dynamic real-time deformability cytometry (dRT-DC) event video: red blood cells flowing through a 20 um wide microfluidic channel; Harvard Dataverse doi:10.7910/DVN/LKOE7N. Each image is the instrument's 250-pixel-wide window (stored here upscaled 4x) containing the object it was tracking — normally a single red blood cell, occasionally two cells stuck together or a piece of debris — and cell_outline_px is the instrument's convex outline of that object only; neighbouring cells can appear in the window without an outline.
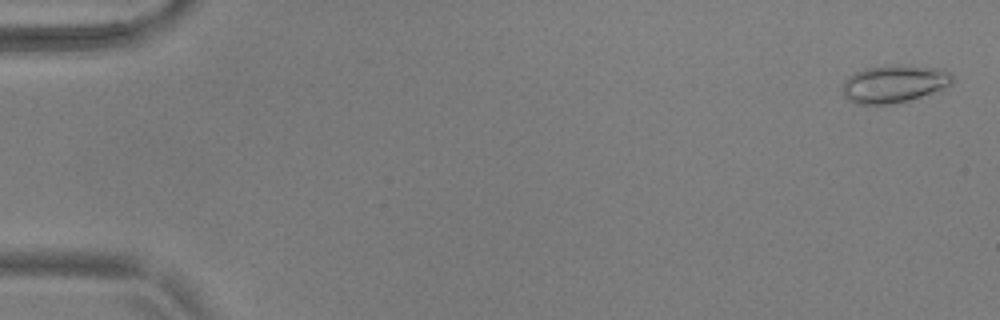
{"species": "common noctule bat (a hibernating species)", "species_latin": "Nyctalus noctula", "temperature_condition": "warm", "stored_images_in_passage": 55, "camera_frame_rate_fps": 3000, "um_per_image_px": 0.085, "animal": {"sex": "male", "body_mass_g": 17.9, "forearm_length_mm": 54.2}, "frame": {"image": 1, "passage_image": 2, "time_ms": 0.333, "image_size_px": [1000, 320], "cell_outline_px": [[952, 84], [940, 92], [908, 100], [888, 104], [856, 104], [848, 100], [844, 96], [844, 80], [848, 76], [864, 68], [896, 64], [900, 64], [940, 68], [948, 72], [952, 76]], "centroid_in_image_um": [76.04, 7.12], "position_along_channel_um": 9.0, "area_um2": 24.39}}
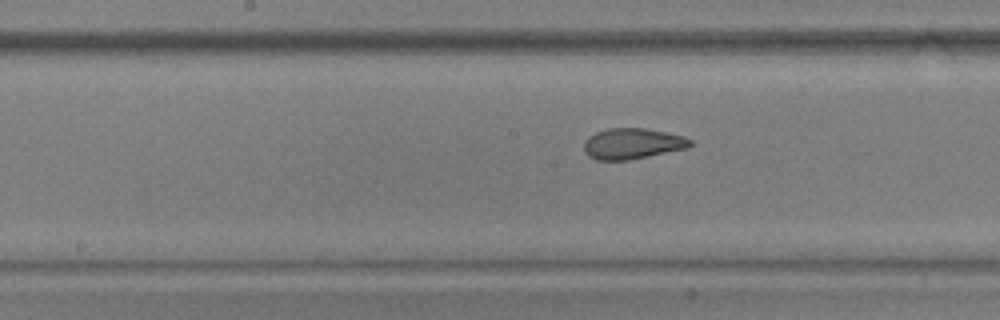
{"frame": {"image": 2, "passage_image": 29, "time_ms": 9.333, "image_size_px": [1000, 320], "cell_outline_px": [[692, 144], [688, 148], [628, 160], [596, 160], [588, 156], [584, 148], [584, 140], [588, 136], [596, 132], [608, 128], [648, 128], [684, 136], [692, 140]], "centroid_in_image_um": [53.75, 12.2], "position_along_channel_um": 194.4, "area_um2": 19.19}}
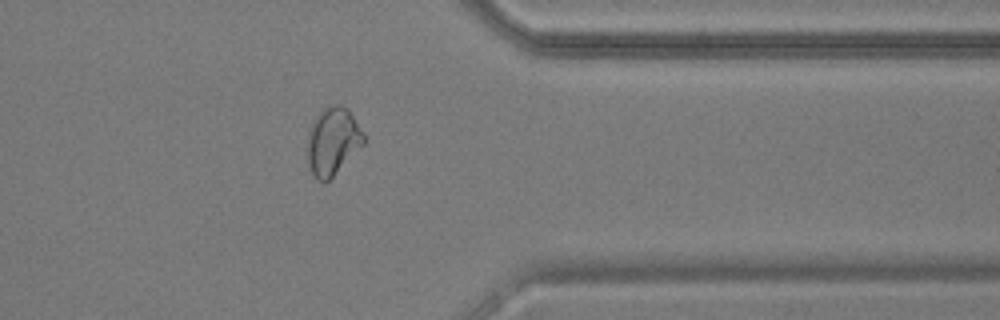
{"frame": {"image": 3, "passage_image": 45, "time_ms": 14.667, "image_size_px": [1000, 320], "cell_outline_px": [[364, 144], [324, 184], [316, 180], [308, 164], [308, 132], [316, 116], [328, 104], [340, 104], [348, 108], [364, 132]], "centroid_in_image_um": [28.29, 11.98], "position_along_channel_um": 383.1, "area_um2": 22.14}, "authors_computed_cell_mechanics": {"area_um2": 21.4438, "velocity_mm_per_s": 3.7006, "shape_relaxation_time_tau1_ms": 9.1271, "shape_relaxation_time_tau2_ms": 1.0682, "deformation_change_tau1": 0.2102, "deformation_change_tau2": 0.0496}}